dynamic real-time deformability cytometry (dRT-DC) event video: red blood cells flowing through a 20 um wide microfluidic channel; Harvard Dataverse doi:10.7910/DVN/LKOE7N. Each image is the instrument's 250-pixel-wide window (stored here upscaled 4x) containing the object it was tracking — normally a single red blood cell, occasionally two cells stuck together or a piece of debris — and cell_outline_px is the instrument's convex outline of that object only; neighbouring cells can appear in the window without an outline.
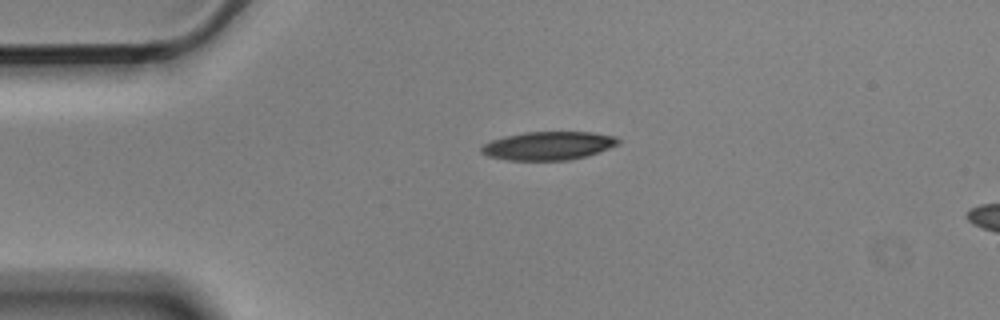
{"species": "Egyptian fruit bat (a non-hibernating species)", "species_latin": "Rousettus aegyptiacus", "temperature_condition": "cold", "stored_images_in_passage": 3, "segment_of_instrument_passage": [1, 2], "camera_frame_rate_fps": 3000, "um_per_image_px": 0.085, "animal": {"sex": "male"}, "frame": {"image": 1, "passage_image": 1, "time_ms": 0.0, "image_size_px": [1000, 320], "cell_outline_px": [[620, 144], [588, 156], [568, 160], [508, 160], [488, 156], [480, 152], [480, 148], [484, 144], [492, 140], [504, 136], [524, 132], [592, 132], [616, 136], [620, 140]], "centroid_in_image_um": [46.63, 12.38], "position_along_channel_um": 38.4, "area_um2": 22.77}}